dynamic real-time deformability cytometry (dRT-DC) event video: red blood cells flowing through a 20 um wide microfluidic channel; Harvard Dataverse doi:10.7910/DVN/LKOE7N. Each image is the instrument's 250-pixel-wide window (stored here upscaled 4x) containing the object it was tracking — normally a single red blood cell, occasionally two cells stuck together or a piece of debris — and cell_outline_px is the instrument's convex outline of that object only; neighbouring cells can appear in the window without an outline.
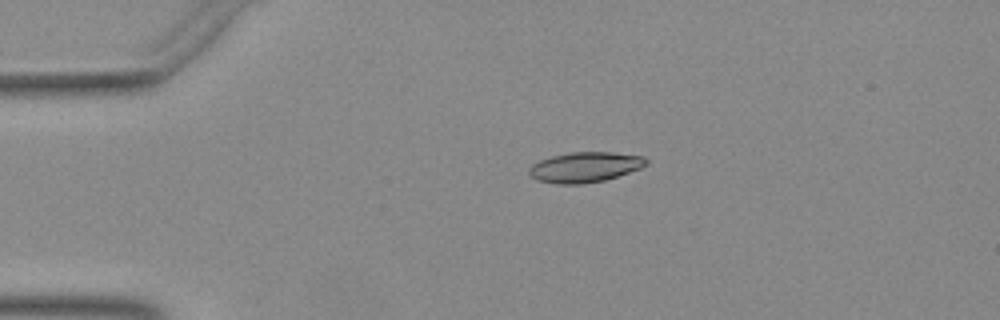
{"species": "Egyptian fruit bat (a non-hibernating species)", "species_latin": "Rousettus aegyptiacus", "temperature_condition": "warm", "stored_images_in_passage": 16, "camera_frame_rate_fps": 3000, "um_per_image_px": 0.085, "animal": {"sex": "female"}, "frame": {"image": 1, "passage_image": 1, "time_ms": 0.0, "image_size_px": [1000, 320], "cell_outline_px": [[648, 164], [640, 168], [604, 180], [584, 184], [556, 184], [536, 180], [528, 172], [528, 168], [532, 164], [540, 160], [552, 156], [572, 152], [612, 152], [644, 156], [648, 160]], "centroid_in_image_um": [49.71, 14.2], "position_along_channel_um": 35.3, "area_um2": 20.63}}
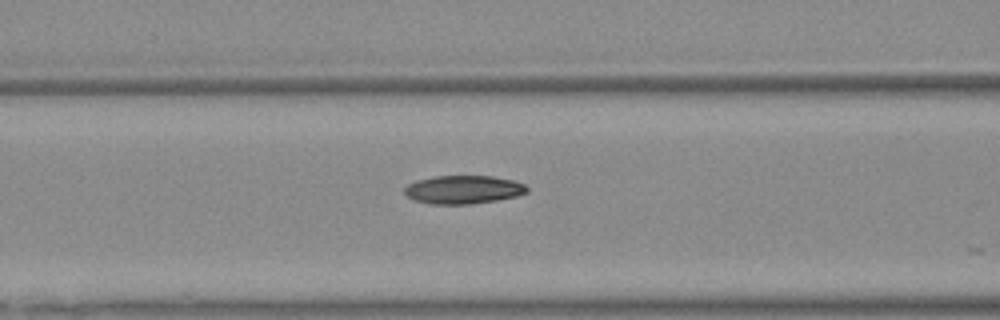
{"frame": {"image": 2, "passage_image": 11, "time_ms": 3.333, "image_size_px": [1000, 320], "cell_outline_px": [[528, 192], [516, 196], [496, 200], [468, 204], [432, 204], [416, 200], [404, 196], [404, 188], [408, 184], [416, 180], [432, 176], [492, 176], [512, 180], [524, 184], [528, 188]], "centroid_in_image_um": [39.35, 16.11], "position_along_channel_um": 127.3, "area_um2": 20.23}}
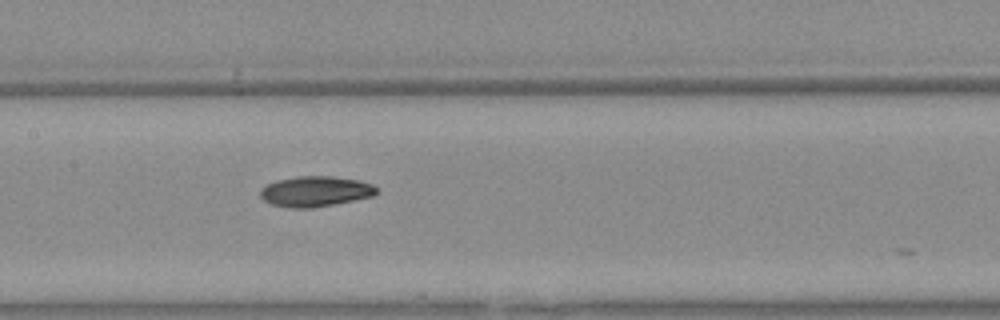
{"frame": {"image": 3, "passage_image": 15, "time_ms": 4.667, "image_size_px": [1000, 320], "cell_outline_px": [[376, 192], [372, 196], [312, 208], [288, 208], [272, 204], [264, 200], [260, 196], [260, 188], [276, 180], [296, 176], [332, 176], [360, 180], [372, 184], [376, 188]], "centroid_in_image_um": [26.76, 16.26], "position_along_channel_um": 180.6, "area_um2": 20.52}}